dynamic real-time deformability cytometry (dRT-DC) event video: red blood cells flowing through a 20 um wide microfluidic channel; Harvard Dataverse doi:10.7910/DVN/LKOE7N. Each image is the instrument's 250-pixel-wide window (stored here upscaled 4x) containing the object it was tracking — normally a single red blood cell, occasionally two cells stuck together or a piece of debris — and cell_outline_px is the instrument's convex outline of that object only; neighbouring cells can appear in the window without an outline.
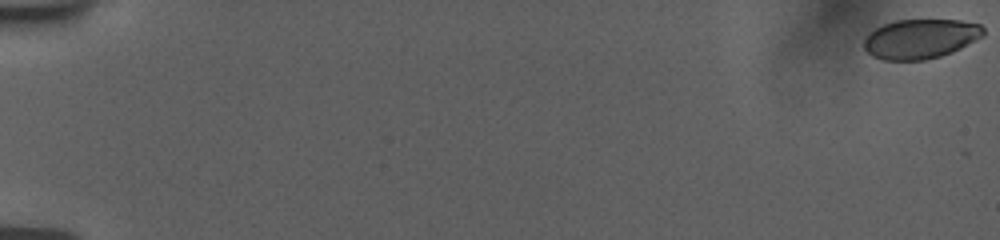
{"species": "human", "species_latin": "Homo sapiens", "temperature_condition": "room temperature", "stored_images_in_passage": 28, "camera_frame_rate_fps": 3000, "um_per_image_px": 0.085, "donor": {"sex": "female"}, "frame": {"image": 1, "passage_image": 1, "time_ms": 0.0, "image_size_px": [1000, 240], "cell_outline_px": [[984, 36], [952, 52], [940, 56], [924, 60], [884, 60], [872, 56], [864, 48], [864, 40], [876, 28], [884, 24], [896, 20], [960, 20], [980, 24], [984, 28]], "centroid_in_image_um": [78.27, 3.3], "position_along_channel_um": 6.7, "area_um2": 27.4}}
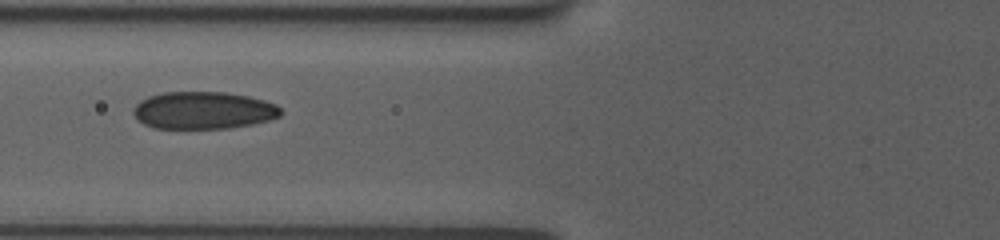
{"frame": {"image": 2, "passage_image": 21, "time_ms": 8.0, "image_size_px": [1000, 240], "cell_outline_px": [[284, 112], [280, 116], [268, 120], [252, 124], [228, 128], [156, 128], [144, 124], [132, 112], [136, 104], [140, 100], [148, 96], [164, 92], [224, 92], [248, 96], [264, 100], [276, 104]], "centroid_in_image_um": [17.31, 9.37], "position_along_channel_um": 108.5, "area_um2": 32.02}}
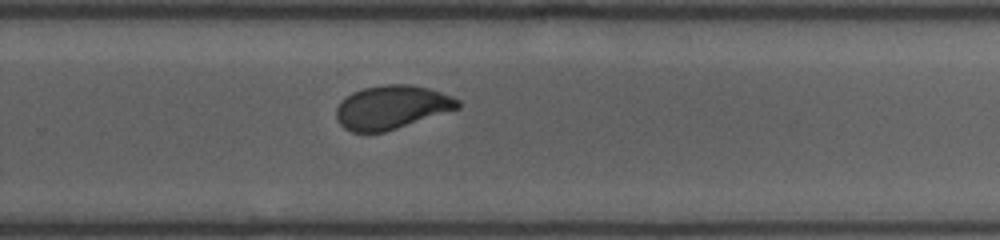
{"frame": {"image": 3, "passage_image": 28, "time_ms": 13.0, "image_size_px": [1000, 240], "cell_outline_px": [[460, 108], [384, 132], [352, 132], [344, 128], [336, 120], [336, 108], [340, 100], [352, 92], [364, 88], [384, 84], [408, 84], [428, 88], [452, 96], [460, 100]], "centroid_in_image_um": [33.27, 9.11], "position_along_channel_um": 296.5, "area_um2": 30.92}}